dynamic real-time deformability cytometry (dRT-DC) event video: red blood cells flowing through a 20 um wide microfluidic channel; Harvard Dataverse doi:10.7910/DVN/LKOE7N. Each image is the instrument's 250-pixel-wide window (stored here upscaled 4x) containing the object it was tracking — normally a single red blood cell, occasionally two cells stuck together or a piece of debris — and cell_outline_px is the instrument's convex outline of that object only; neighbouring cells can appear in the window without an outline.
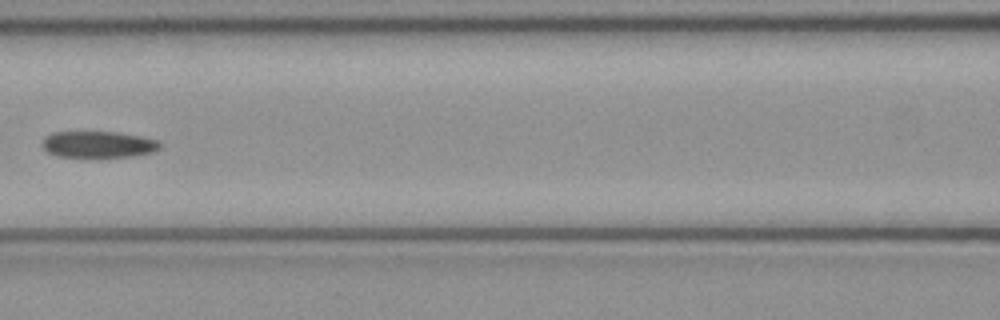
{"species": "common noctule bat (a hibernating species)", "species_latin": "Nyctalus noctula", "temperature_condition": "cold", "stored_images_in_passage": 7, "camera_frame_rate_fps": 3000, "um_per_image_px": 0.085, "animal": {"sex": "female", "body_mass_g": 21.9}, "frame": {"image": 1, "passage_image": 6, "time_ms": 1.667, "image_size_px": [1000, 320], "cell_outline_px": [[160, 148], [152, 152], [132, 156], [100, 160], [88, 160], [56, 156], [48, 152], [40, 144], [44, 136], [52, 132], [116, 132], [140, 136], [156, 140], [160, 144]], "centroid_in_image_um": [8.28, 12.33], "position_along_channel_um": 158.3, "area_um2": 19.19}}
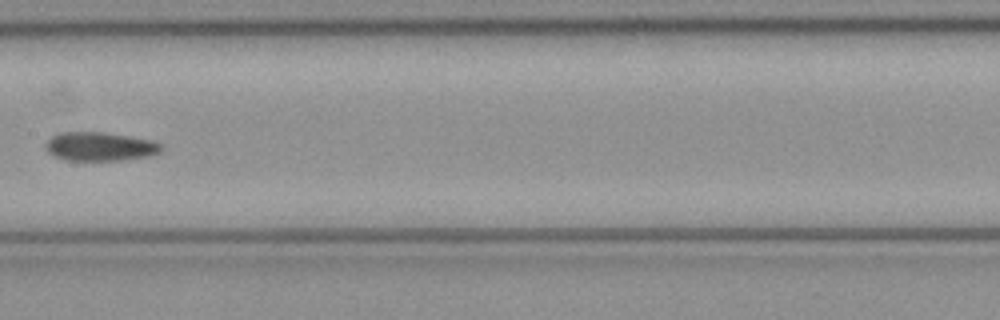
{"frame": {"image": 2, "passage_image": 7, "time_ms": 2.0, "image_size_px": [1000, 320], "cell_outline_px": [[160, 152], [148, 156], [124, 160], [64, 160], [52, 156], [44, 148], [44, 144], [52, 136], [60, 132], [104, 132], [152, 140], [160, 144]], "centroid_in_image_um": [8.43, 12.45], "position_along_channel_um": 199.0, "area_um2": 19.42}}